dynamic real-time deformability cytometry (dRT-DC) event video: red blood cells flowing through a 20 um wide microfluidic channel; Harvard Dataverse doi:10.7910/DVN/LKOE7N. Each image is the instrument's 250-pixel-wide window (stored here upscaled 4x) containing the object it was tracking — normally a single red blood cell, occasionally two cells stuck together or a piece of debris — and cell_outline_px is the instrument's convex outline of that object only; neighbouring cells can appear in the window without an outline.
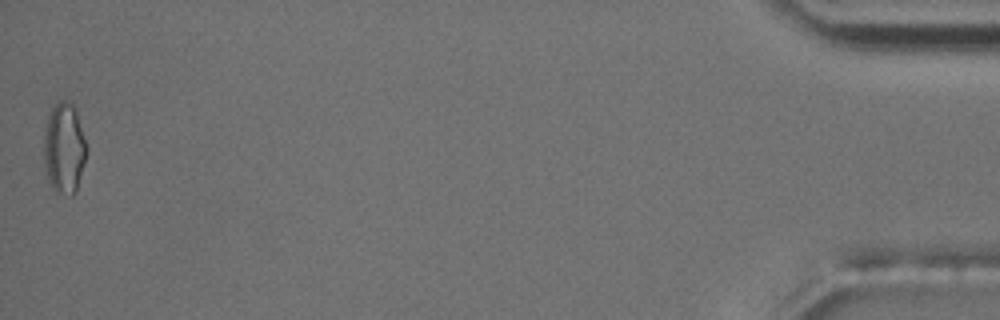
{"species": "common noctule bat (a hibernating species)", "species_latin": "Nyctalus noctula", "temperature_condition": "room temperature", "stored_images_in_passage": 49, "camera_frame_rate_fps": 3000, "um_per_image_px": 0.085, "animal": {"sex": "male", "body_mass_g": 17.5, "forearm_length_mm": 52.3}, "frame": {"image": 1, "passage_image": 49, "time_ms": 16.0, "image_size_px": [1000, 320], "cell_outline_px": [[88, 148], [76, 192], [72, 196], [56, 192], [52, 188], [48, 176], [44, 160], [44, 132], [48, 116], [52, 108], [60, 100], [64, 100], [72, 104], [76, 112]], "centroid_in_image_um": [5.46, 12.62], "position_along_channel_um": 429.7, "area_um2": 22.37}, "authors_computed_cell_mechanics": {"area_um2": 16.762, "velocity_mm_per_s": 3.7099, "shape_relaxation_time_tau1_ms": 5.2233, "shape_relaxation_time_tau2_ms": 2.6993, "deformation_change_tau1": 0.1426, "deformation_change_tau2": 0.0846}}